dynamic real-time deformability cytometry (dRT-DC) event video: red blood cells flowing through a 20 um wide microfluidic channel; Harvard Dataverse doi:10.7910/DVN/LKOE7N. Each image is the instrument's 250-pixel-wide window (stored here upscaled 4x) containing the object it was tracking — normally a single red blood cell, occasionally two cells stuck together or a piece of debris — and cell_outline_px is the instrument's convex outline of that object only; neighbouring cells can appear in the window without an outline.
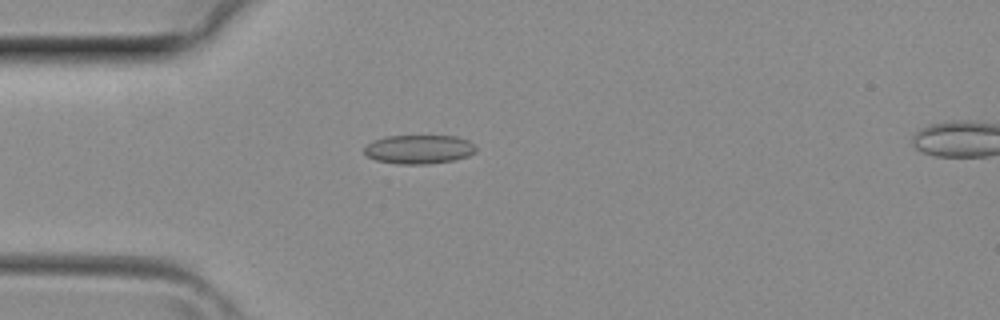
{"species": "common noctule bat (a hibernating species)", "species_latin": "Nyctalus noctula", "temperature_condition": "room temperature", "stored_images_in_passage": 36, "camera_frame_rate_fps": 3000, "um_per_image_px": 0.085, "animal": {"sex": "female", "body_mass_g": 29.2, "forearm_length_mm": 56.3}, "frame": {"image": 1, "passage_image": 8, "time_ms": 2.333, "image_size_px": [1000, 320], "cell_outline_px": [[476, 152], [468, 156], [456, 160], [428, 164], [396, 164], [376, 160], [368, 156], [364, 152], [364, 144], [372, 140], [388, 136], [456, 136], [468, 140], [476, 148]], "centroid_in_image_um": [35.59, 12.69], "position_along_channel_um": 49.4, "area_um2": 19.02}}
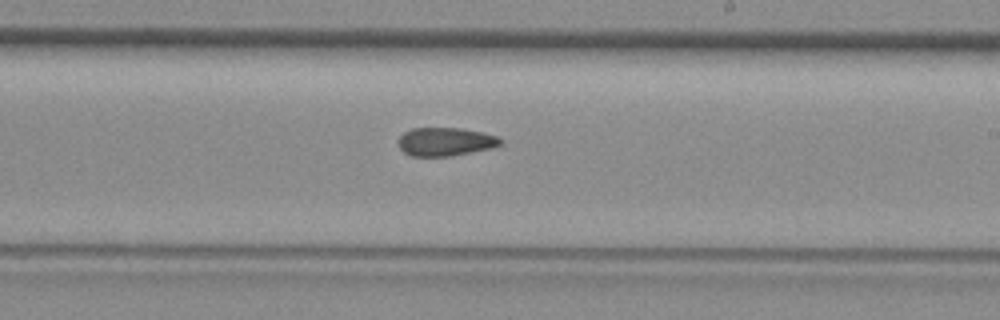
{"frame": {"image": 2, "passage_image": 20, "time_ms": 6.333, "image_size_px": [1000, 320], "cell_outline_px": [[504, 140], [500, 144], [492, 148], [452, 156], [412, 156], [404, 152], [400, 148], [400, 136], [404, 132], [412, 128], [460, 128], [480, 132], [496, 136]], "centroid_in_image_um": [37.87, 12.05], "position_along_channel_um": 251.1, "area_um2": 16.76}}
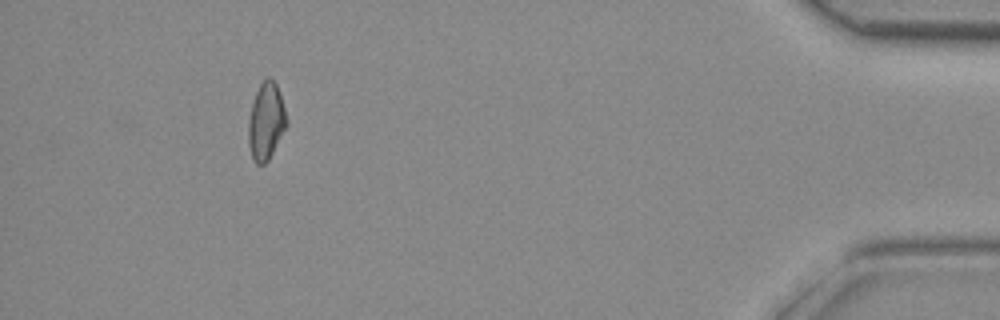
{"frame": {"image": 3, "passage_image": 33, "time_ms": 10.667, "image_size_px": [1000, 320], "cell_outline_px": [[288, 124], [268, 160], [264, 164], [256, 164], [252, 160], [248, 144], [248, 120], [252, 104], [256, 92], [260, 84], [268, 76], [276, 84], [288, 120]], "centroid_in_image_um": [22.6, 10.35], "position_along_channel_um": 412.6, "area_um2": 17.05}}